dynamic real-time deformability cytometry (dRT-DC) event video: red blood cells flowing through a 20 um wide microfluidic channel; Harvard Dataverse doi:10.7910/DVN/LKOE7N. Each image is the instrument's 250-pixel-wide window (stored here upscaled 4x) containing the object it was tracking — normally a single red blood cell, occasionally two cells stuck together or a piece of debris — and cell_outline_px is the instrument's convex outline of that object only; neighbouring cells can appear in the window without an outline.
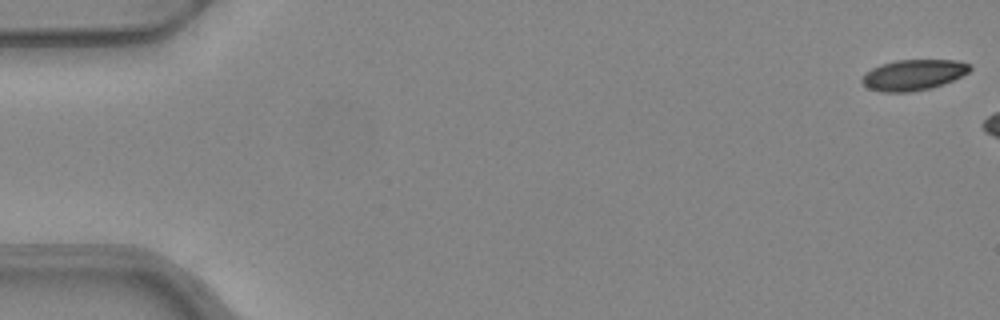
{"species": "common noctule bat (a hibernating species)", "species_latin": "Nyctalus noctula", "temperature_condition": "warm", "stored_images_in_passage": 9, "camera_frame_rate_fps": 3000, "um_per_image_px": 0.085, "animal": {"sex": "female", "body_mass_g": 24.6, "forearm_length_mm": 56.2}, "frame": {"image": 1, "passage_image": 1, "time_ms": 0.0, "image_size_px": [1000, 320], "cell_outline_px": [[972, 68], [968, 72], [952, 80], [932, 88], [912, 92], [884, 92], [868, 88], [860, 80], [864, 72], [880, 64], [896, 60], [956, 60], [972, 64]], "centroid_in_image_um": [77.62, 6.36], "position_along_channel_um": 7.4, "area_um2": 19.42}}